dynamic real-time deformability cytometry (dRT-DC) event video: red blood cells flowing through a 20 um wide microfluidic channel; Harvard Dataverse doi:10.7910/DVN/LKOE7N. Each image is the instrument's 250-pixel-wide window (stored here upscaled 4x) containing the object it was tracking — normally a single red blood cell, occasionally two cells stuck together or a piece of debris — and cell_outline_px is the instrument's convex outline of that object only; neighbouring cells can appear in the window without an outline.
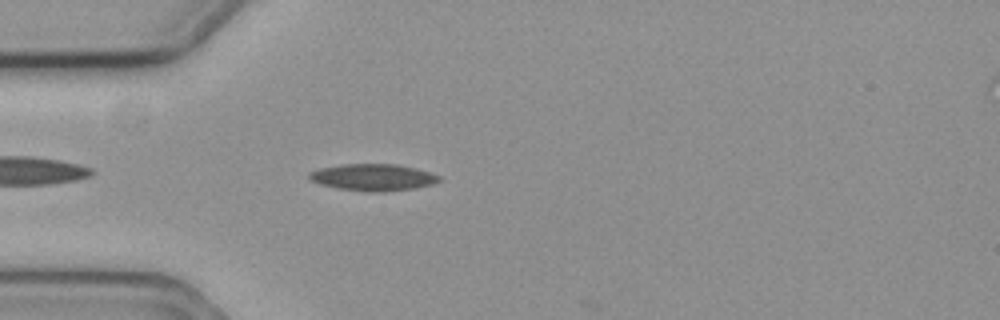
{"species": "common noctule bat (a hibernating species)", "species_latin": "Nyctalus noctula", "temperature_condition": "cold", "stored_images_in_passage": 40, "camera_frame_rate_fps": 3000, "um_per_image_px": 0.085, "animal": {"sex": "female", "body_mass_g": 19.3, "forearm_length_mm": 54.1}, "frame": {"image": 1, "passage_image": 4, "time_ms": 1.0, "image_size_px": [1000, 320], "cell_outline_px": [[440, 180], [432, 184], [416, 188], [372, 192], [340, 188], [320, 184], [312, 180], [308, 176], [308, 172], [320, 168], [344, 164], [396, 164], [416, 168], [440, 176]], "centroid_in_image_um": [31.71, 15.06], "position_along_channel_um": 53.3, "area_um2": 19.94}}
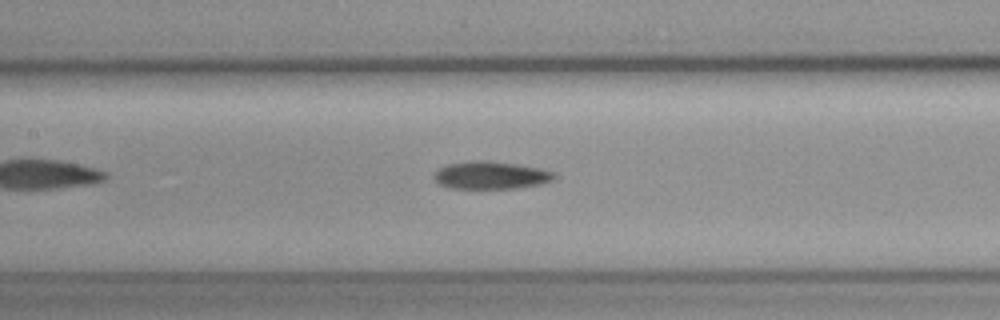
{"frame": {"image": 2, "passage_image": 14, "time_ms": 4.333, "image_size_px": [1000, 320], "cell_outline_px": [[556, 176], [552, 180], [540, 184], [516, 188], [452, 188], [440, 184], [436, 180], [436, 172], [440, 168], [448, 164], [480, 160], [516, 164], [556, 172]], "centroid_in_image_um": [41.76, 14.9], "position_along_channel_um": 165.6, "area_um2": 18.84}}
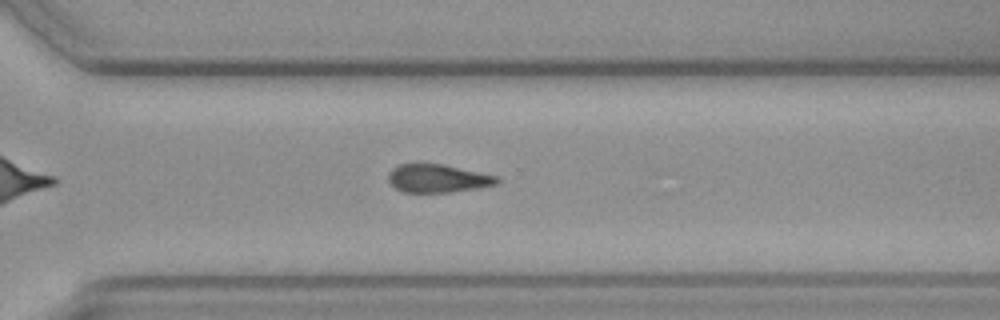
{"frame": {"image": 3, "passage_image": 28, "time_ms": 9.0, "image_size_px": [1000, 320], "cell_outline_px": [[500, 180], [496, 184], [476, 188], [448, 192], [404, 192], [396, 188], [388, 180], [388, 172], [392, 168], [400, 164], [444, 164], [500, 176]], "centroid_in_image_um": [37.22, 15.15], "position_along_channel_um": 333.4, "area_um2": 17.8}, "authors_computed_cell_mechanics": {"area_um2": 18.8428, "velocity_mm_per_s": 3.6065, "shape_relaxation_time_tau1_ms": 7.0501, "shape_relaxation_time_tau2_ms": null, "deformation_change_tau1": 0.0954, "deformation_change_tau2": null}}